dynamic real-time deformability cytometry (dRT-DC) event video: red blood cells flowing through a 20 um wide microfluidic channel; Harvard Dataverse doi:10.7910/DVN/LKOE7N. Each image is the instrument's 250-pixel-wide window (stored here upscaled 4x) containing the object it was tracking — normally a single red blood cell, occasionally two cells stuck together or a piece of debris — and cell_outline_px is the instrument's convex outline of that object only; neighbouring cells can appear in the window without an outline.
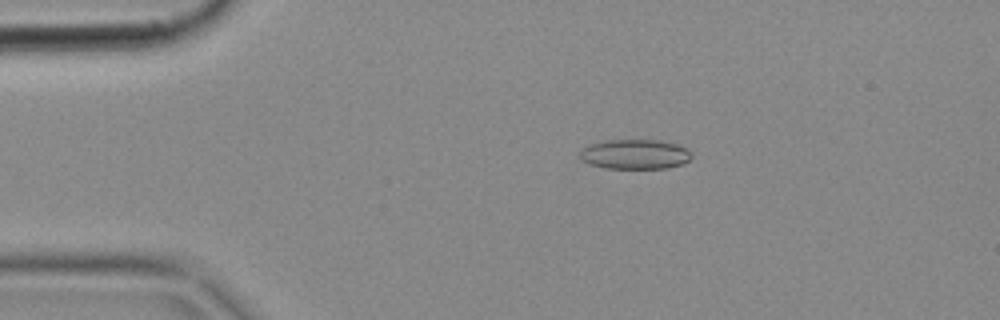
{"species": "common noctule bat (a hibernating species)", "species_latin": "Nyctalus noctula", "temperature_condition": "cold", "stored_images_in_passage": 5, "camera_frame_rate_fps": 3000, "um_per_image_px": 0.085, "animal": {"sex": "female", "body_mass_g": 18.4}, "frame": {"image": 1, "passage_image": 3, "time_ms": 0.667, "image_size_px": [1000, 320], "cell_outline_px": [[692, 156], [688, 160], [680, 164], [668, 168], [604, 168], [588, 164], [580, 160], [580, 152], [584, 148], [592, 144], [604, 140], [660, 140], [676, 144], [688, 148], [692, 152]], "centroid_in_image_um": [53.97, 13.11], "position_along_channel_um": 31.0, "area_um2": 19.42}}